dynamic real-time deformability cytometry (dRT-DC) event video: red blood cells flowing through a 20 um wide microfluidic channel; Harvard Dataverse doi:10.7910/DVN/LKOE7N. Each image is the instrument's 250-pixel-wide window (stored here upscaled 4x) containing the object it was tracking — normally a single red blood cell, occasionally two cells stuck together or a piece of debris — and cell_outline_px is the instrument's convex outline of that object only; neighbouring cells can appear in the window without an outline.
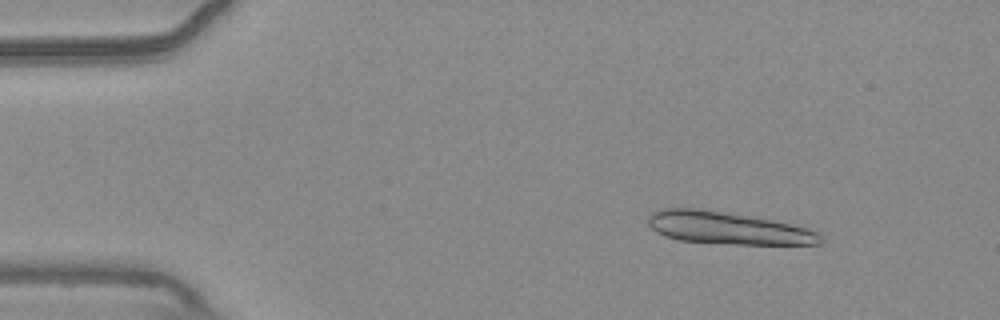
{"species": "common noctule bat (a hibernating species)", "species_latin": "Nyctalus noctula", "temperature_condition": "warm", "stored_images_in_passage": 15, "camera_frame_rate_fps": 3000, "um_per_image_px": 0.085, "animal": {"sex": "male", "body_mass_g": 20.4}, "frame": {"image": 1, "passage_image": 7, "time_ms": 2.0, "image_size_px": [1000, 320], "cell_outline_px": [[824, 240], [820, 244], [736, 244], [676, 240], [664, 236], [656, 232], [648, 224], [648, 216], [652, 212], [664, 208], [696, 208], [748, 216], [772, 220], [808, 228], [820, 232], [824, 236]], "centroid_in_image_um": [61.87, 19.39], "position_along_channel_um": 23.1, "area_um2": 32.43}}